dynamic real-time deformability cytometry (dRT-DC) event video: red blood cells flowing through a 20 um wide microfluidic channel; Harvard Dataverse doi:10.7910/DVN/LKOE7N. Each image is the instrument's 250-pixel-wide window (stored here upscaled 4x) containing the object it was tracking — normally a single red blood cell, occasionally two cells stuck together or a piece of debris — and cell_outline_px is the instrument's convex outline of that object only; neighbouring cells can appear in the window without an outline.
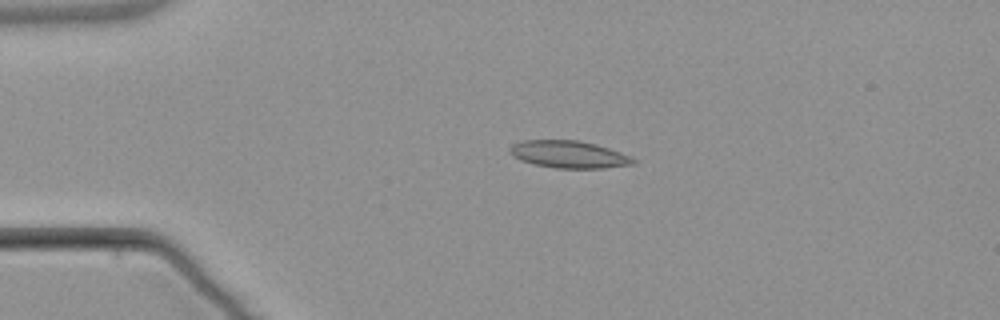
{"species": "common noctule bat (a hibernating species)", "species_latin": "Nyctalus noctula", "temperature_condition": "warm", "stored_images_in_passage": 4, "camera_frame_rate_fps": 3000, "um_per_image_px": 0.085, "animal": {"sex": "male", "body_mass_g": 21.5, "forearm_length_mm": 52.0}, "frame": {"image": 1, "passage_image": 3, "time_ms": 3.333, "image_size_px": [1000, 320], "cell_outline_px": [[636, 164], [604, 168], [556, 168], [536, 164], [520, 160], [508, 148], [512, 144], [520, 140], [576, 140], [596, 144], [632, 156], [636, 160]], "centroid_in_image_um": [48.39, 13.12], "position_along_channel_um": 36.6, "area_um2": 19.54}}